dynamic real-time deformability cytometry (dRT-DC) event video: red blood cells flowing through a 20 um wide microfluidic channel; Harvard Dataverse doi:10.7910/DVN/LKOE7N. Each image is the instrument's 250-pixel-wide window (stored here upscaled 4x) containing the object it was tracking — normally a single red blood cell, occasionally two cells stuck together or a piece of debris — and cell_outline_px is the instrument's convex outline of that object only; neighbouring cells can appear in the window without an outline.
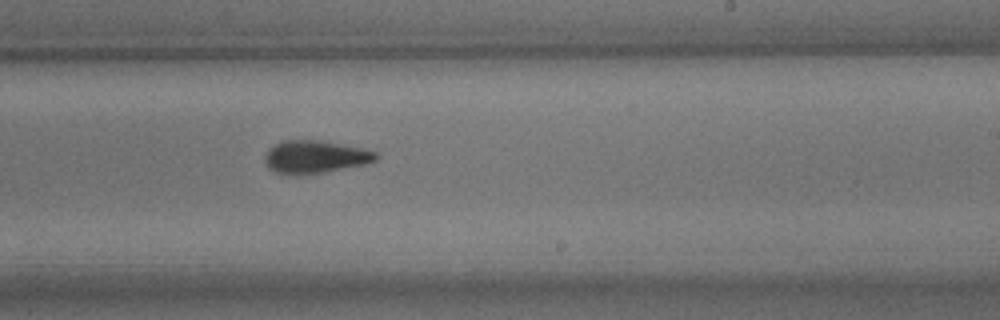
{"species": "common noctule bat (a hibernating species)", "species_latin": "Nyctalus noctula", "temperature_condition": "room temperature", "stored_images_in_passage": 10, "camera_frame_rate_fps": 3000, "um_per_image_px": 0.085, "animal": {"sex": "male", "body_mass_g": 15.6}, "frame": {"image": 1, "passage_image": 10, "time_ms": 11.667, "image_size_px": [1000, 320], "cell_outline_px": [[380, 156], [376, 160], [364, 164], [324, 172], [276, 172], [268, 168], [264, 160], [264, 156], [276, 144], [284, 140], [320, 140], [360, 148], [376, 152]], "centroid_in_image_um": [26.82, 13.3], "position_along_channel_um": 262.2, "area_um2": 20.35}}